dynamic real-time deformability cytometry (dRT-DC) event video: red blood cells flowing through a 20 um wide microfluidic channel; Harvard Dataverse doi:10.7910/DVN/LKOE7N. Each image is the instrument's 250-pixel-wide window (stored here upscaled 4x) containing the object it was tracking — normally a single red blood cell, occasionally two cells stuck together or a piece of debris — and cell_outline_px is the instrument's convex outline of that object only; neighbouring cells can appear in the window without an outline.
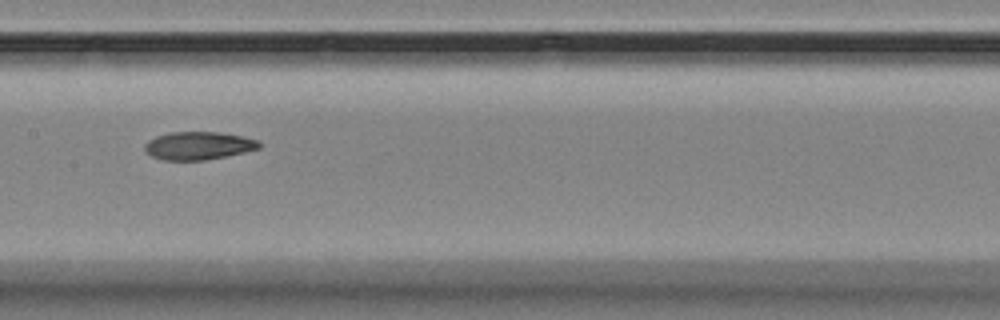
{"species": "Egyptian fruit bat (a non-hibernating species)", "species_latin": "Rousettus aegyptiacus", "temperature_condition": "room temperature", "stored_images_in_passage": 15, "camera_frame_rate_fps": 3000, "um_per_image_px": 0.085, "animal": {"sex": "female"}, "frame": {"image": 1, "passage_image": 7, "time_ms": 7.0, "image_size_px": [1000, 320], "cell_outline_px": [[260, 148], [244, 152], [204, 160], [164, 160], [152, 156], [144, 148], [144, 144], [148, 140], [156, 136], [168, 132], [220, 132], [260, 140]], "centroid_in_image_um": [16.85, 12.37], "position_along_channel_um": 190.5, "area_um2": 18.55}}
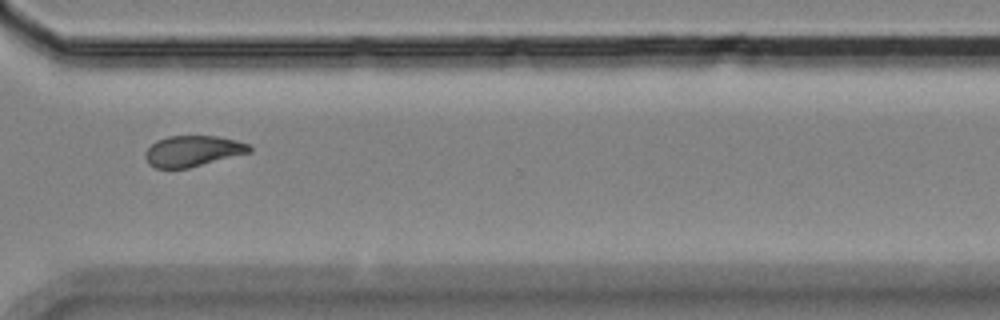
{"frame": {"image": 2, "passage_image": 11, "time_ms": 11.667, "image_size_px": [1000, 320], "cell_outline_px": [[252, 152], [188, 168], [156, 168], [148, 164], [144, 156], [144, 152], [156, 140], [168, 136], [216, 136], [236, 140], [248, 144], [252, 148]], "centroid_in_image_um": [16.37, 12.84], "position_along_channel_um": 354.2, "area_um2": 18.79}}
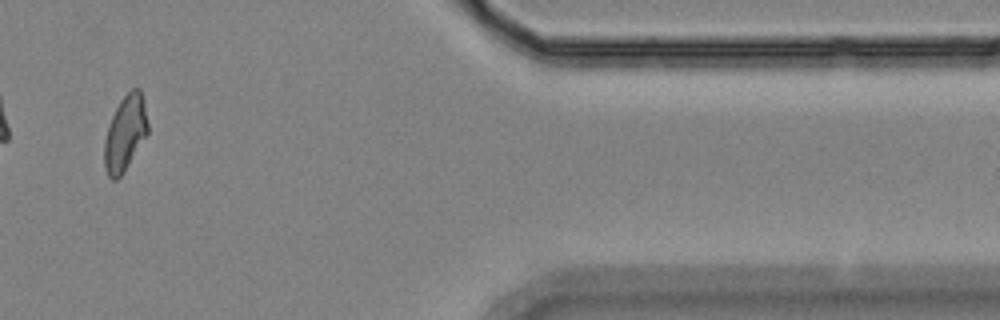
{"frame": {"image": 3, "passage_image": 13, "time_ms": 14.0, "image_size_px": [1000, 320], "cell_outline_px": [[148, 132], [120, 176], [116, 180], [112, 180], [108, 176], [104, 168], [104, 140], [108, 124], [120, 100], [132, 88], [140, 88], [144, 100], [148, 124]], "centroid_in_image_um": [10.62, 11.29], "position_along_channel_um": 400.8, "area_um2": 18.9}, "authors_computed_cell_mechanics": {"area_um2": 19.363, "velocity_mm_per_s": 3.5006, "shape_relaxation_time_tau1_ms": 5.1332, "shape_relaxation_time_tau2_ms": 7.7022, "deformation_change_tau1": 0.1356, "deformation_change_tau2": 0.108}}